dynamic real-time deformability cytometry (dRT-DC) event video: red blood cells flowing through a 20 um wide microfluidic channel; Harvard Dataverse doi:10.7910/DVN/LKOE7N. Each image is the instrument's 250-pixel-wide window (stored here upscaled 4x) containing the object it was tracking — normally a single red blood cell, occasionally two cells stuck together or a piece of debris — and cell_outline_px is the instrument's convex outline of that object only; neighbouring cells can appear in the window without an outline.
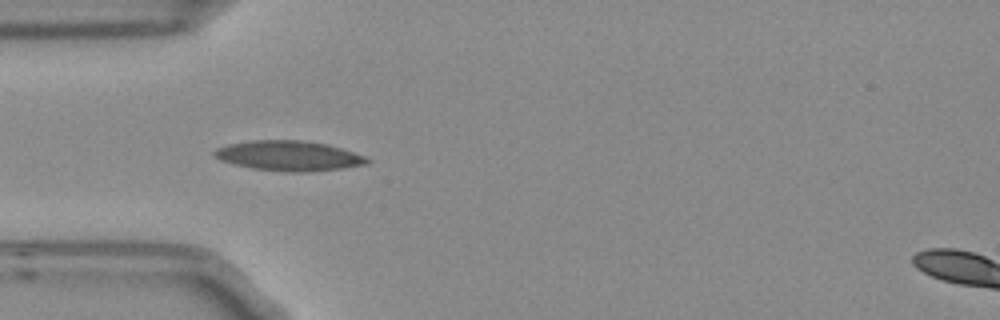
{"species": "Egyptian fruit bat (a non-hibernating species)", "species_latin": "Rousettus aegyptiacus", "temperature_condition": "room temperature", "stored_images_in_passage": 2, "camera_frame_rate_fps": 3000, "um_per_image_px": 0.085, "frame": {"image": 1, "passage_image": 1, "time_ms": 0.0, "image_size_px": [1000, 320], "cell_outline_px": [[372, 160], [364, 164], [340, 168], [304, 172], [288, 172], [252, 168], [220, 160], [212, 152], [216, 148], [228, 144], [248, 140], [300, 140], [328, 144], [364, 156]], "centroid_in_image_um": [24.51, 13.23], "position_along_channel_um": 60.5, "area_um2": 26.41}}